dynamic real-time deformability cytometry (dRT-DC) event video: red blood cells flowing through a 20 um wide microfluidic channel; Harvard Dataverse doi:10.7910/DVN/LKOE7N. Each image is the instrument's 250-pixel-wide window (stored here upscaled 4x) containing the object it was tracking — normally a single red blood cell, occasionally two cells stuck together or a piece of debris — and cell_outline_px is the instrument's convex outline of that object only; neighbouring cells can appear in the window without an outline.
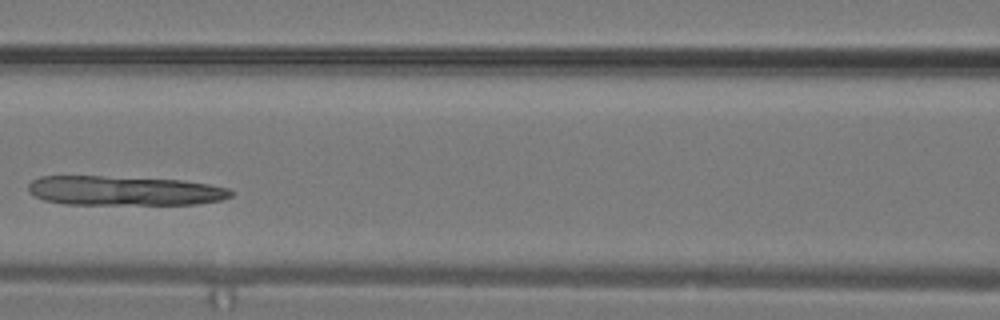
{"species": "common noctule bat (a hibernating species)", "species_latin": "Nyctalus noctula", "temperature_condition": "warm", "stored_images_in_passage": 9, "camera_frame_rate_fps": 3000, "um_per_image_px": 0.085, "animal": {"sex": "male", "body_mass_g": 19.2, "forearm_length_mm": 51.8}, "frame": {"image": 1, "passage_image": 8, "time_ms": 2.333, "image_size_px": [1000, 320], "cell_outline_px": [[232, 196], [220, 200], [196, 204], [64, 204], [44, 200], [28, 192], [28, 184], [32, 180], [40, 176], [100, 176], [180, 180], [208, 184], [228, 188], [232, 192]], "centroid_in_image_um": [10.52, 16.21], "position_along_channel_um": 156.1, "area_um2": 34.68}}